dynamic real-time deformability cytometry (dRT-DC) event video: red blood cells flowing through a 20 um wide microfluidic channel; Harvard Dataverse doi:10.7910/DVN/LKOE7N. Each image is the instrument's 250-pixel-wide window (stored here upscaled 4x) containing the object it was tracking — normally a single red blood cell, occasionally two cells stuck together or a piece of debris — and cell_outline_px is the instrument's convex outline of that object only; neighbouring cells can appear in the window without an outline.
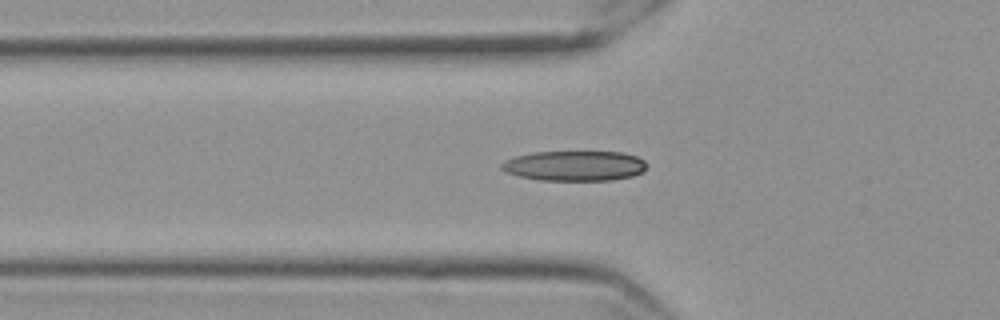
{"species": "Egyptian fruit bat (a non-hibernating species)", "species_latin": "Rousettus aegyptiacus", "temperature_condition": "cold", "stored_images_in_passage": 48, "camera_frame_rate_fps": 3000, "um_per_image_px": 0.085, "frame": {"image": 1, "passage_image": 15, "time_ms": 4.667, "image_size_px": [1000, 320], "cell_outline_px": [[644, 168], [640, 172], [632, 176], [612, 180], [540, 180], [520, 176], [508, 172], [500, 168], [500, 164], [504, 160], [516, 156], [532, 152], [624, 152], [636, 156], [644, 160]], "centroid_in_image_um": [48.81, 14.09], "position_along_channel_um": 77.0, "area_um2": 25.26}}
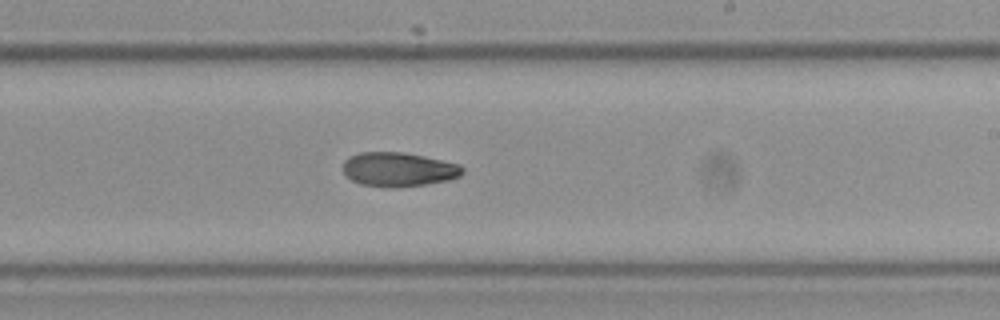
{"frame": {"image": 2, "passage_image": 30, "time_ms": 9.667, "image_size_px": [1000, 320], "cell_outline_px": [[464, 172], [460, 176], [448, 180], [424, 184], [396, 188], [360, 184], [352, 180], [344, 172], [344, 160], [348, 156], [360, 152], [404, 152], [424, 156], [460, 164], [464, 168]], "centroid_in_image_um": [33.89, 14.39], "position_along_channel_um": 255.1, "area_um2": 23.81}}
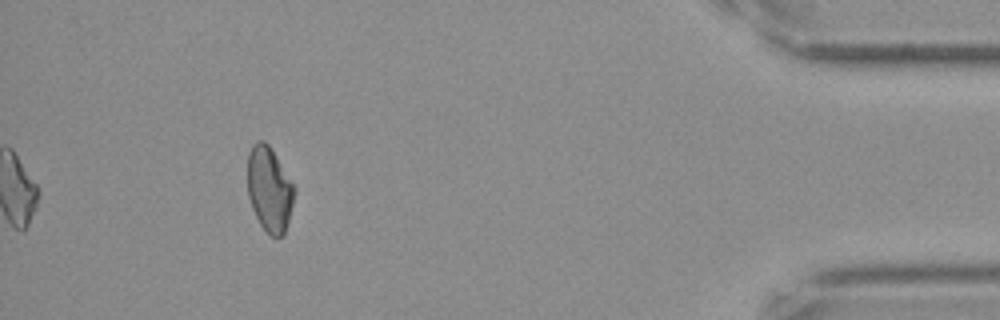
{"frame": {"image": 3, "passage_image": 48, "time_ms": 15.667, "image_size_px": [1000, 320], "cell_outline_px": [[296, 192], [284, 236], [272, 236], [260, 224], [252, 208], [248, 196], [248, 152], [252, 144], [256, 140], [264, 140], [268, 144], [276, 156], [296, 188]], "centroid_in_image_um": [22.9, 16.06], "position_along_channel_um": 412.3, "area_um2": 23.18}, "authors_computed_cell_mechanics": {"area_um2": 23.8136, "velocity_mm_per_s": 3.5462, "shape_relaxation_time_tau1_ms": 10.3477, "shape_relaxation_time_tau2_ms": 7.7776, "deformation_change_tau1": 0.2167, "deformation_change_tau2": 0.1385}}